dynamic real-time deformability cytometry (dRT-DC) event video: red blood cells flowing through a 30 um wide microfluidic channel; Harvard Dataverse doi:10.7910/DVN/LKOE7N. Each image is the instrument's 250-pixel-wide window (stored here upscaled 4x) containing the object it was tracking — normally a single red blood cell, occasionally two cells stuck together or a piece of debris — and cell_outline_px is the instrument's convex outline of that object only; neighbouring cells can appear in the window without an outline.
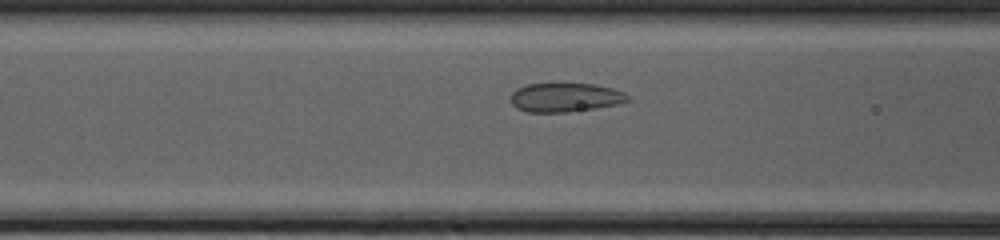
{"species": "common noctule bat (a hibernating species)", "species_latin": "Nyctalus noctula", "temperature_condition": "cold", "stored_images_in_passage": 27, "camera_frame_rate_fps": 3000, "um_per_image_px": 0.085, "animal": {"sex": "female", "body_mass_g": 20.0, "forearm_length_mm": 54.0}, "frame": {"image": 1, "passage_image": 10, "time_ms": 3.0, "image_size_px": [1000, 240], "cell_outline_px": [[632, 100], [616, 104], [596, 108], [564, 112], [528, 112], [516, 108], [512, 104], [508, 96], [516, 88], [528, 84], [552, 80], [560, 80], [592, 84], [612, 88], [624, 92]], "centroid_in_image_um": [47.98, 8.22], "position_along_channel_um": 118.6, "area_um2": 20.81}}
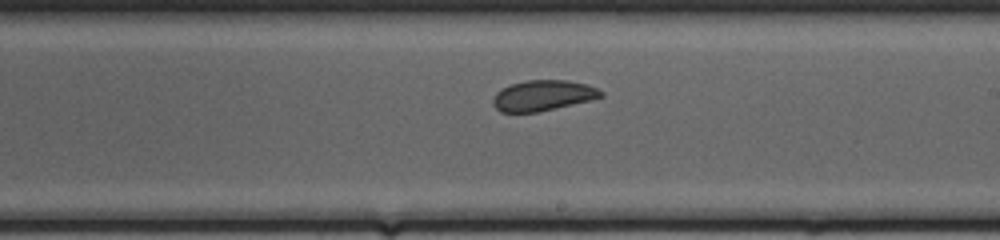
{"frame": {"image": 2, "passage_image": 19, "time_ms": 6.0, "image_size_px": [1000, 240], "cell_outline_px": [[604, 96], [572, 104], [536, 112], [500, 112], [492, 104], [492, 100], [496, 92], [512, 84], [524, 80], [568, 80], [584, 84], [596, 88], [604, 92]], "centroid_in_image_um": [46.12, 8.11], "position_along_channel_um": 242.9, "area_um2": 18.96}}
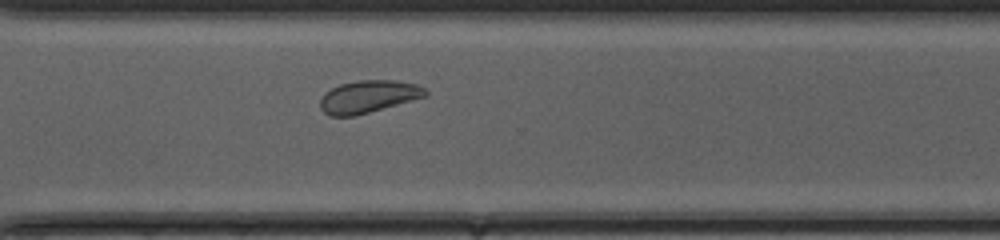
{"frame": {"image": 3, "passage_image": 26, "time_ms": 8.333, "image_size_px": [1000, 240], "cell_outline_px": [[428, 96], [356, 116], [328, 116], [320, 108], [320, 100], [332, 88], [340, 84], [356, 80], [396, 80], [416, 84], [424, 88], [428, 92]], "centroid_in_image_um": [31.34, 8.22], "position_along_channel_um": 339.3, "area_um2": 19.94}}